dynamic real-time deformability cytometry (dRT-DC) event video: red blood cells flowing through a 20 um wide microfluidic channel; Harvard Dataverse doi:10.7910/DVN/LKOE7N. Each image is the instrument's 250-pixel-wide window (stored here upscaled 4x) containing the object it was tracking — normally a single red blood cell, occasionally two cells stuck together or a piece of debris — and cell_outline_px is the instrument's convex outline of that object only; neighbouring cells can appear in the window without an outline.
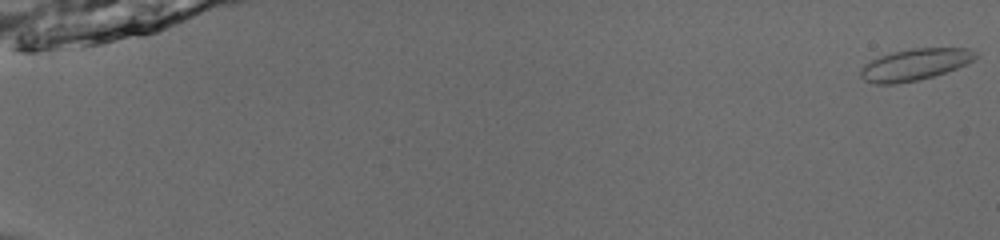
{"species": "common noctule bat (a hibernating species)", "species_latin": "Nyctalus noctula", "temperature_condition": "room temperature", "stored_images_in_passage": 54, "camera_frame_rate_fps": 3000, "um_per_image_px": 0.085, "animal": {"sex": "male", "body_mass_g": 13.0, "forearm_length_mm": 53.1}, "frame": {"image": 1, "passage_image": 1, "time_ms": 0.0, "image_size_px": [1000, 240], "cell_outline_px": [[980, 56], [956, 68], [932, 76], [916, 80], [896, 84], [876, 84], [864, 80], [860, 76], [860, 72], [864, 64], [880, 56], [892, 52], [912, 48], [968, 48], [976, 52]], "centroid_in_image_um": [77.75, 5.48], "position_along_channel_um": 7.3, "area_um2": 20.92}}
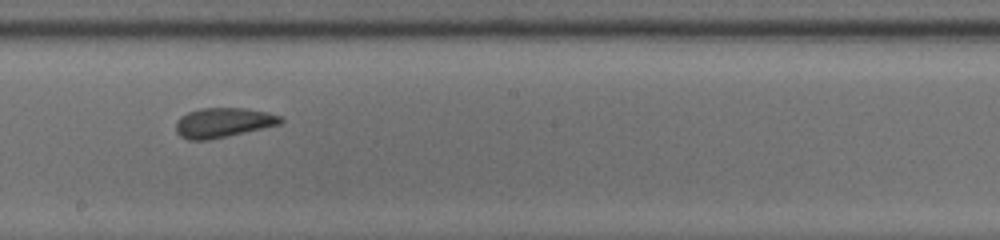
{"frame": {"image": 2, "passage_image": 33, "time_ms": 10.667, "image_size_px": [1000, 240], "cell_outline_px": [[284, 120], [280, 124], [228, 136], [208, 140], [188, 140], [180, 136], [176, 132], [176, 120], [180, 116], [188, 112], [200, 108], [244, 108], [268, 112], [280, 116]], "centroid_in_image_um": [18.94, 10.42], "position_along_channel_um": 229.3, "area_um2": 18.15}}
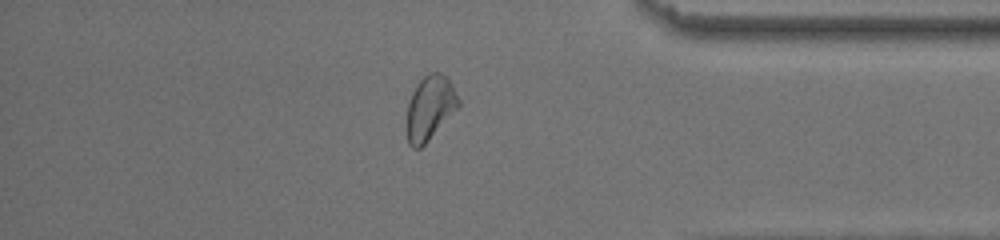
{"frame": {"image": 3, "passage_image": 47, "time_ms": 15.333, "image_size_px": [1000, 240], "cell_outline_px": [[460, 108], [420, 148], [412, 148], [408, 144], [404, 128], [404, 124], [408, 104], [412, 92], [416, 84], [428, 72], [440, 72], [448, 76], [460, 100]], "centroid_in_image_um": [36.53, 9.17], "position_along_channel_um": 398.7, "area_um2": 20.11}, "authors_computed_cell_mechanics": {"area_um2": 19.3052, "velocity_mm_per_s": 3.948, "shape_relaxation_time_tau1_ms": null, "shape_relaxation_time_tau2_ms": 1.2118, "deformation_change_tau1": null, "deformation_change_tau2": 0.0604}}